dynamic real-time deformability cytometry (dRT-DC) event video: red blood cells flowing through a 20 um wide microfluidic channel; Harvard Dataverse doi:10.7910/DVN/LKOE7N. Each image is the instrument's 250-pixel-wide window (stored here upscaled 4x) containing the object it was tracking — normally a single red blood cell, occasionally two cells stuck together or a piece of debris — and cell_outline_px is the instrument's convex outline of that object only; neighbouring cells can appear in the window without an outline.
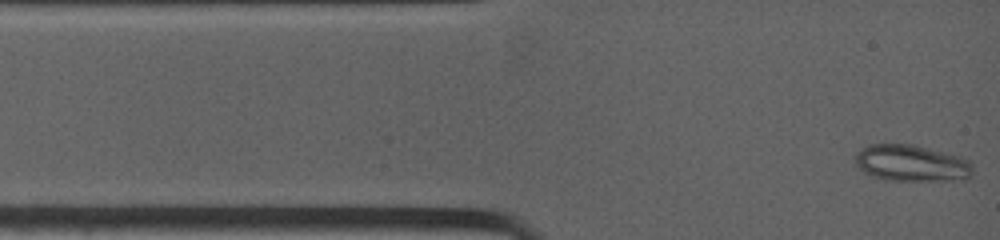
{"species": "common noctule bat (a hibernating species)", "species_latin": "Nyctalus noctula", "temperature_condition": "warm", "stored_images_in_passage": 59, "camera_frame_rate_fps": 4500, "um_per_image_px": 0.085, "animal": {"sex": "female", "body_mass_g": 19.0, "forearm_length_mm": 53.3}, "frame": {"image": 1, "passage_image": 1, "time_ms": 0.0, "image_size_px": [1000, 240], "cell_outline_px": [[972, 176], [968, 180], [888, 180], [872, 176], [864, 172], [856, 164], [852, 156], [856, 152], [868, 144], [916, 144], [960, 156], [968, 160], [972, 164]], "centroid_in_image_um": [77.48, 13.86], "position_along_channel_um": 7.5, "area_um2": 25.43}}
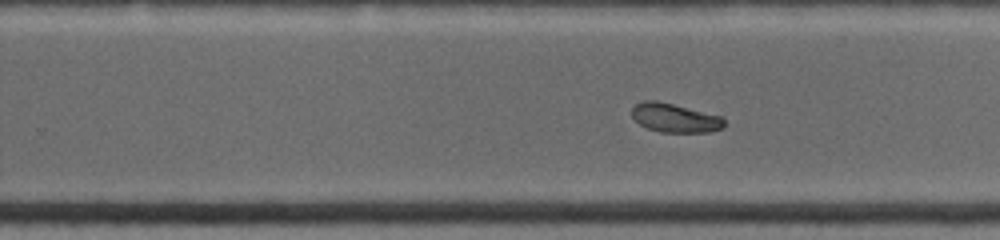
{"frame": {"image": 2, "passage_image": 36, "time_ms": 7.778, "image_size_px": [1000, 240], "cell_outline_px": [[724, 124], [720, 128], [708, 132], [660, 132], [648, 128], [640, 124], [632, 116], [632, 108], [636, 104], [644, 100], [656, 100], [724, 116]], "centroid_in_image_um": [57.37, 10.01], "position_along_channel_um": 272.4, "area_um2": 15.49}}
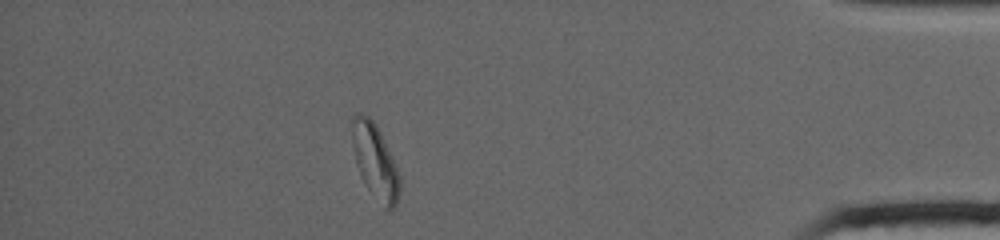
{"frame": {"image": 3, "passage_image": 59, "time_ms": 12.444, "image_size_px": [1000, 240], "cell_outline_px": [[400, 192], [396, 204], [392, 208], [384, 208], [364, 184], [360, 176], [356, 164], [352, 144], [352, 116], [356, 112], [360, 112], [368, 116], [376, 124], [380, 132], [400, 176]], "centroid_in_image_um": [31.86, 13.7], "position_along_channel_um": 403.3, "area_um2": 20.58}, "authors_computed_cell_mechanics": {"area_um2": 16.4152, "velocity_mm_per_s": 3.9608, "shape_relaxation_time_tau1_ms": null, "shape_relaxation_time_tau2_ms": 8.4628, "deformation_change_tau1": null, "deformation_change_tau2": 0.0835}}